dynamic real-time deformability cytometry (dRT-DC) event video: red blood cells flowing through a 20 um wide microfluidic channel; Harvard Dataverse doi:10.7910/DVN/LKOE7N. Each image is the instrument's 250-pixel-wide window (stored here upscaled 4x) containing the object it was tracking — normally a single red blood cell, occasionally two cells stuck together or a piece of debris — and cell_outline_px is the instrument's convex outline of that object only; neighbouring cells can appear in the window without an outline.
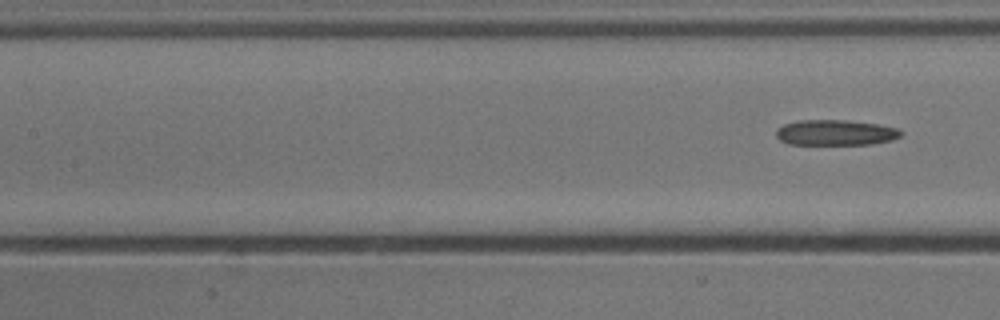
{"species": "common noctule bat (a hibernating species)", "species_latin": "Nyctalus noctula", "temperature_condition": "cold", "stored_images_in_passage": 6, "segment_of_instrument_passage": [2, 2], "camera_frame_rate_fps": 3000, "um_per_image_px": 0.085, "animal": {"sex": "male", "body_mass_g": 13.3}, "frame": {"image": 1, "passage_image": 6, "time_ms": 1.667, "image_size_px": [1000, 320], "cell_outline_px": [[904, 132], [900, 136], [892, 140], [872, 144], [788, 144], [780, 140], [776, 136], [776, 128], [784, 124], [800, 120], [848, 120], [876, 124], [900, 128]], "centroid_in_image_um": [71.03, 11.27], "position_along_channel_um": 136.4, "area_um2": 18.67}}